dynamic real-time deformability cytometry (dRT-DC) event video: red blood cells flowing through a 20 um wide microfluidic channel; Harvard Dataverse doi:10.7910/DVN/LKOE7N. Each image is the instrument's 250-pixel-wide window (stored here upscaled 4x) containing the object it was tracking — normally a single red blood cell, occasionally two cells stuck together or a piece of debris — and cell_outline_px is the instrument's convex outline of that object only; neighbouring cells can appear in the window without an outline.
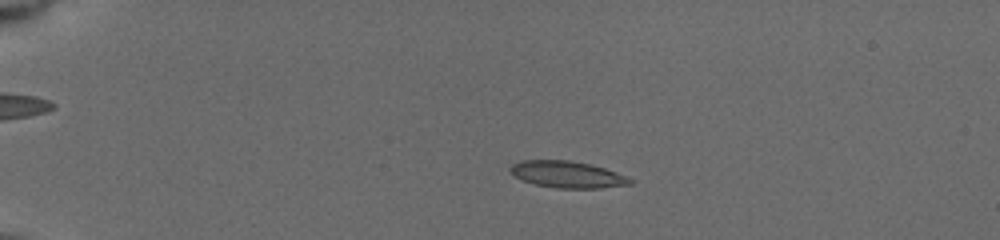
{"species": "common noctule bat (a hibernating species)", "species_latin": "Nyctalus noctula", "temperature_condition": "cold", "stored_images_in_passage": 24, "camera_frame_rate_fps": 3000, "um_per_image_px": 0.085, "animal": {"sex": "female", "body_mass_g": 19.5, "forearm_length_mm": 54.1}, "frame": {"image": 1, "passage_image": 9, "time_ms": 4.333, "image_size_px": [1000, 240], "cell_outline_px": [[632, 184], [600, 188], [556, 188], [536, 184], [524, 180], [516, 176], [508, 168], [512, 164], [524, 160], [568, 160], [588, 164], [604, 168], [624, 176], [632, 180]], "centroid_in_image_um": [48.2, 14.83], "position_along_channel_um": 36.8, "area_um2": 18.21}}
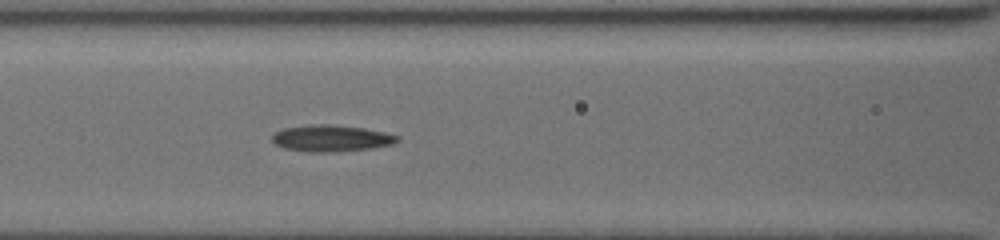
{"frame": {"image": 2, "passage_image": 21, "time_ms": 8.667, "image_size_px": [1000, 240], "cell_outline_px": [[400, 140], [392, 144], [372, 148], [332, 152], [308, 152], [284, 148], [276, 144], [272, 140], [272, 136], [276, 132], [284, 128], [312, 124], [332, 124], [364, 128], [384, 132], [400, 136]], "centroid_in_image_um": [28.17, 11.75], "position_along_channel_um": 138.4, "area_um2": 19.36}}
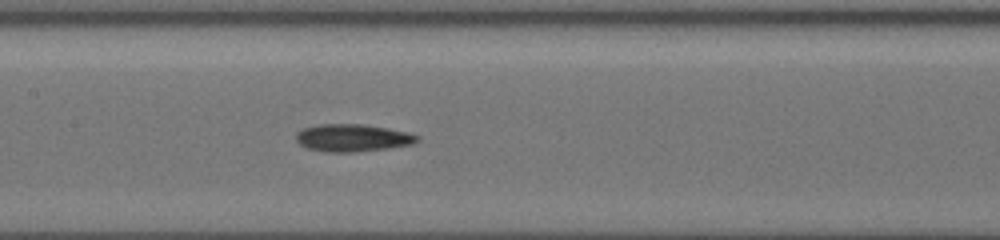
{"frame": {"image": 3, "passage_image": 24, "time_ms": 9.667, "image_size_px": [1000, 240], "cell_outline_px": [[420, 140], [412, 144], [388, 148], [352, 152], [324, 152], [308, 148], [300, 144], [296, 140], [296, 132], [304, 128], [316, 124], [360, 124], [408, 132], [420, 136]], "centroid_in_image_um": [29.95, 11.72], "position_along_channel_um": 177.4, "area_um2": 19.31}}